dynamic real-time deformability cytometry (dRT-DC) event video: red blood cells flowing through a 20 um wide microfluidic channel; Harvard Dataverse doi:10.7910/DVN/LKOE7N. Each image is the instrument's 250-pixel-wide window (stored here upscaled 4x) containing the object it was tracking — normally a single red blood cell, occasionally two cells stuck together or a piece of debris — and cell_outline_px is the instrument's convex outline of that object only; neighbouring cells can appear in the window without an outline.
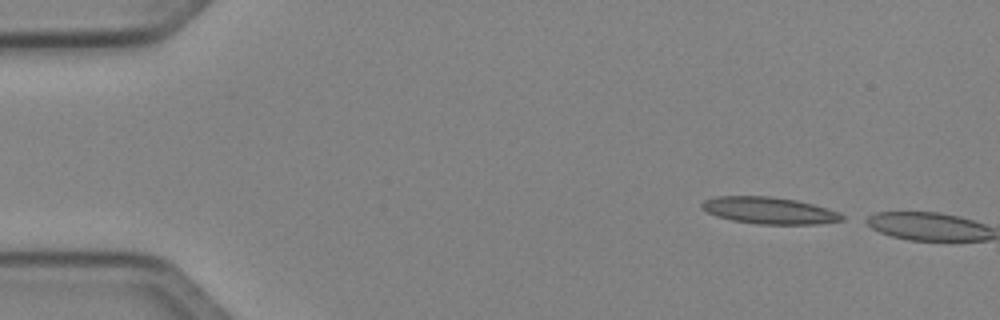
{"species": "Egyptian fruit bat (a non-hibernating species)", "species_latin": "Rousettus aegyptiacus", "temperature_condition": "cold", "stored_images_in_passage": 7, "camera_frame_rate_fps": 3000, "um_per_image_px": 0.085, "animal": {"sex": "female"}, "frame": {"image": 1, "passage_image": 1, "time_ms": 0.0, "image_size_px": [1000, 320], "cell_outline_px": [[844, 220], [820, 224], [756, 224], [732, 220], [716, 216], [700, 208], [700, 204], [704, 200], [712, 196], [772, 196], [796, 200], [812, 204], [840, 212], [844, 216]], "centroid_in_image_um": [65.36, 17.89], "position_along_channel_um": 19.6, "area_um2": 22.08}}